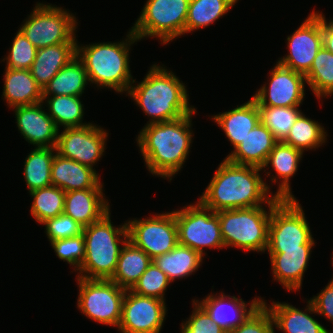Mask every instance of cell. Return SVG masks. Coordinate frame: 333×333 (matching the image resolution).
I'll return each mask as SVG.
<instances>
[{
    "label": "cell",
    "mask_w": 333,
    "mask_h": 333,
    "mask_svg": "<svg viewBox=\"0 0 333 333\" xmlns=\"http://www.w3.org/2000/svg\"><path fill=\"white\" fill-rule=\"evenodd\" d=\"M310 302L318 315L325 317L333 324V277L317 296L310 298Z\"/></svg>",
    "instance_id": "obj_44"
},
{
    "label": "cell",
    "mask_w": 333,
    "mask_h": 333,
    "mask_svg": "<svg viewBox=\"0 0 333 333\" xmlns=\"http://www.w3.org/2000/svg\"><path fill=\"white\" fill-rule=\"evenodd\" d=\"M3 100L8 107L32 105L43 101V89L30 70L5 68Z\"/></svg>",
    "instance_id": "obj_26"
},
{
    "label": "cell",
    "mask_w": 333,
    "mask_h": 333,
    "mask_svg": "<svg viewBox=\"0 0 333 333\" xmlns=\"http://www.w3.org/2000/svg\"><path fill=\"white\" fill-rule=\"evenodd\" d=\"M277 142L272 132L259 122L225 158L235 164L262 168Z\"/></svg>",
    "instance_id": "obj_24"
},
{
    "label": "cell",
    "mask_w": 333,
    "mask_h": 333,
    "mask_svg": "<svg viewBox=\"0 0 333 333\" xmlns=\"http://www.w3.org/2000/svg\"><path fill=\"white\" fill-rule=\"evenodd\" d=\"M307 86L318 99L333 95V54L322 47L305 75Z\"/></svg>",
    "instance_id": "obj_35"
},
{
    "label": "cell",
    "mask_w": 333,
    "mask_h": 333,
    "mask_svg": "<svg viewBox=\"0 0 333 333\" xmlns=\"http://www.w3.org/2000/svg\"><path fill=\"white\" fill-rule=\"evenodd\" d=\"M126 222L128 240L145 251L152 260L178 245V229L173 211L157 213L145 219L133 218Z\"/></svg>",
    "instance_id": "obj_12"
},
{
    "label": "cell",
    "mask_w": 333,
    "mask_h": 333,
    "mask_svg": "<svg viewBox=\"0 0 333 333\" xmlns=\"http://www.w3.org/2000/svg\"><path fill=\"white\" fill-rule=\"evenodd\" d=\"M295 199H281L271 211L266 250L301 249L315 245L305 211Z\"/></svg>",
    "instance_id": "obj_10"
},
{
    "label": "cell",
    "mask_w": 333,
    "mask_h": 333,
    "mask_svg": "<svg viewBox=\"0 0 333 333\" xmlns=\"http://www.w3.org/2000/svg\"><path fill=\"white\" fill-rule=\"evenodd\" d=\"M274 331L272 315L261 302L238 327L227 333H275Z\"/></svg>",
    "instance_id": "obj_41"
},
{
    "label": "cell",
    "mask_w": 333,
    "mask_h": 333,
    "mask_svg": "<svg viewBox=\"0 0 333 333\" xmlns=\"http://www.w3.org/2000/svg\"><path fill=\"white\" fill-rule=\"evenodd\" d=\"M323 47L321 12L312 11L304 22L287 36L288 54L277 61L282 66L306 75Z\"/></svg>",
    "instance_id": "obj_14"
},
{
    "label": "cell",
    "mask_w": 333,
    "mask_h": 333,
    "mask_svg": "<svg viewBox=\"0 0 333 333\" xmlns=\"http://www.w3.org/2000/svg\"><path fill=\"white\" fill-rule=\"evenodd\" d=\"M328 134L318 121L306 117L303 113L298 117L284 143L301 150H308L325 145ZM305 150V151H304Z\"/></svg>",
    "instance_id": "obj_34"
},
{
    "label": "cell",
    "mask_w": 333,
    "mask_h": 333,
    "mask_svg": "<svg viewBox=\"0 0 333 333\" xmlns=\"http://www.w3.org/2000/svg\"><path fill=\"white\" fill-rule=\"evenodd\" d=\"M89 82L83 62L73 57L44 87L43 96H82Z\"/></svg>",
    "instance_id": "obj_29"
},
{
    "label": "cell",
    "mask_w": 333,
    "mask_h": 333,
    "mask_svg": "<svg viewBox=\"0 0 333 333\" xmlns=\"http://www.w3.org/2000/svg\"><path fill=\"white\" fill-rule=\"evenodd\" d=\"M65 193L63 189L54 185L29 192L30 196L33 198L30 212L35 221L41 224L46 219L62 214L64 210Z\"/></svg>",
    "instance_id": "obj_36"
},
{
    "label": "cell",
    "mask_w": 333,
    "mask_h": 333,
    "mask_svg": "<svg viewBox=\"0 0 333 333\" xmlns=\"http://www.w3.org/2000/svg\"><path fill=\"white\" fill-rule=\"evenodd\" d=\"M98 172L75 160L65 158L57 152L53 158L51 168L52 185L65 192L89 188H103Z\"/></svg>",
    "instance_id": "obj_23"
},
{
    "label": "cell",
    "mask_w": 333,
    "mask_h": 333,
    "mask_svg": "<svg viewBox=\"0 0 333 333\" xmlns=\"http://www.w3.org/2000/svg\"><path fill=\"white\" fill-rule=\"evenodd\" d=\"M76 42L69 41L37 49L30 71L42 89L76 56Z\"/></svg>",
    "instance_id": "obj_27"
},
{
    "label": "cell",
    "mask_w": 333,
    "mask_h": 333,
    "mask_svg": "<svg viewBox=\"0 0 333 333\" xmlns=\"http://www.w3.org/2000/svg\"><path fill=\"white\" fill-rule=\"evenodd\" d=\"M192 301V314L182 322L181 333H227L211 320L207 311L195 299Z\"/></svg>",
    "instance_id": "obj_43"
},
{
    "label": "cell",
    "mask_w": 333,
    "mask_h": 333,
    "mask_svg": "<svg viewBox=\"0 0 333 333\" xmlns=\"http://www.w3.org/2000/svg\"><path fill=\"white\" fill-rule=\"evenodd\" d=\"M196 203V204H195ZM174 210L178 244L190 247L205 256L204 248H224L219 217L199 200Z\"/></svg>",
    "instance_id": "obj_11"
},
{
    "label": "cell",
    "mask_w": 333,
    "mask_h": 333,
    "mask_svg": "<svg viewBox=\"0 0 333 333\" xmlns=\"http://www.w3.org/2000/svg\"><path fill=\"white\" fill-rule=\"evenodd\" d=\"M224 131L235 149L259 122L260 115L256 101L251 98L236 108L211 117Z\"/></svg>",
    "instance_id": "obj_25"
},
{
    "label": "cell",
    "mask_w": 333,
    "mask_h": 333,
    "mask_svg": "<svg viewBox=\"0 0 333 333\" xmlns=\"http://www.w3.org/2000/svg\"><path fill=\"white\" fill-rule=\"evenodd\" d=\"M299 107L258 106L260 122L272 132L277 141H284L302 114Z\"/></svg>",
    "instance_id": "obj_37"
},
{
    "label": "cell",
    "mask_w": 333,
    "mask_h": 333,
    "mask_svg": "<svg viewBox=\"0 0 333 333\" xmlns=\"http://www.w3.org/2000/svg\"><path fill=\"white\" fill-rule=\"evenodd\" d=\"M312 247L314 245H301V249L292 250H267L273 279L288 291H299L309 266Z\"/></svg>",
    "instance_id": "obj_18"
},
{
    "label": "cell",
    "mask_w": 333,
    "mask_h": 333,
    "mask_svg": "<svg viewBox=\"0 0 333 333\" xmlns=\"http://www.w3.org/2000/svg\"><path fill=\"white\" fill-rule=\"evenodd\" d=\"M303 154L304 153L301 150L294 148L283 141H278L267 156L261 170H264L266 176H270V172H266V170L270 167L269 165H271L276 175L274 176L273 174L270 180L273 183H277V180L280 179L278 189L274 193L275 197L280 199H295V196L291 191L290 179L296 174L298 165L303 158Z\"/></svg>",
    "instance_id": "obj_21"
},
{
    "label": "cell",
    "mask_w": 333,
    "mask_h": 333,
    "mask_svg": "<svg viewBox=\"0 0 333 333\" xmlns=\"http://www.w3.org/2000/svg\"><path fill=\"white\" fill-rule=\"evenodd\" d=\"M41 224L45 225L44 229L49 242L80 235L84 228L65 213L46 219Z\"/></svg>",
    "instance_id": "obj_42"
},
{
    "label": "cell",
    "mask_w": 333,
    "mask_h": 333,
    "mask_svg": "<svg viewBox=\"0 0 333 333\" xmlns=\"http://www.w3.org/2000/svg\"><path fill=\"white\" fill-rule=\"evenodd\" d=\"M56 152V147H35L27 155L24 161L23 176L29 192L52 185L51 168Z\"/></svg>",
    "instance_id": "obj_32"
},
{
    "label": "cell",
    "mask_w": 333,
    "mask_h": 333,
    "mask_svg": "<svg viewBox=\"0 0 333 333\" xmlns=\"http://www.w3.org/2000/svg\"><path fill=\"white\" fill-rule=\"evenodd\" d=\"M37 48L26 38L20 29H18L13 38L11 48L6 57V67L10 69L30 70L36 57Z\"/></svg>",
    "instance_id": "obj_39"
},
{
    "label": "cell",
    "mask_w": 333,
    "mask_h": 333,
    "mask_svg": "<svg viewBox=\"0 0 333 333\" xmlns=\"http://www.w3.org/2000/svg\"><path fill=\"white\" fill-rule=\"evenodd\" d=\"M262 303L271 313L274 327L283 333H332L311 316L317 313L310 300L304 311L285 302L273 301L269 305L262 299Z\"/></svg>",
    "instance_id": "obj_22"
},
{
    "label": "cell",
    "mask_w": 333,
    "mask_h": 333,
    "mask_svg": "<svg viewBox=\"0 0 333 333\" xmlns=\"http://www.w3.org/2000/svg\"><path fill=\"white\" fill-rule=\"evenodd\" d=\"M238 0H190L185 33L203 29L223 17Z\"/></svg>",
    "instance_id": "obj_33"
},
{
    "label": "cell",
    "mask_w": 333,
    "mask_h": 333,
    "mask_svg": "<svg viewBox=\"0 0 333 333\" xmlns=\"http://www.w3.org/2000/svg\"><path fill=\"white\" fill-rule=\"evenodd\" d=\"M144 125L136 142L147 170L169 181L183 168L192 147V117ZM191 146V147H190Z\"/></svg>",
    "instance_id": "obj_1"
},
{
    "label": "cell",
    "mask_w": 333,
    "mask_h": 333,
    "mask_svg": "<svg viewBox=\"0 0 333 333\" xmlns=\"http://www.w3.org/2000/svg\"><path fill=\"white\" fill-rule=\"evenodd\" d=\"M103 189L89 188L66 192L63 213L71 216L83 227L101 220L110 212V203L105 199Z\"/></svg>",
    "instance_id": "obj_20"
},
{
    "label": "cell",
    "mask_w": 333,
    "mask_h": 333,
    "mask_svg": "<svg viewBox=\"0 0 333 333\" xmlns=\"http://www.w3.org/2000/svg\"><path fill=\"white\" fill-rule=\"evenodd\" d=\"M135 81L126 94L150 117L146 125L173 121L196 109L189 104L185 84L164 64H153L141 82Z\"/></svg>",
    "instance_id": "obj_3"
},
{
    "label": "cell",
    "mask_w": 333,
    "mask_h": 333,
    "mask_svg": "<svg viewBox=\"0 0 333 333\" xmlns=\"http://www.w3.org/2000/svg\"><path fill=\"white\" fill-rule=\"evenodd\" d=\"M167 311L165 301L126 290L118 331L160 333Z\"/></svg>",
    "instance_id": "obj_16"
},
{
    "label": "cell",
    "mask_w": 333,
    "mask_h": 333,
    "mask_svg": "<svg viewBox=\"0 0 333 333\" xmlns=\"http://www.w3.org/2000/svg\"><path fill=\"white\" fill-rule=\"evenodd\" d=\"M269 83L263 84L252 96L257 106H300L305 98V75L282 66L278 62L269 72Z\"/></svg>",
    "instance_id": "obj_15"
},
{
    "label": "cell",
    "mask_w": 333,
    "mask_h": 333,
    "mask_svg": "<svg viewBox=\"0 0 333 333\" xmlns=\"http://www.w3.org/2000/svg\"><path fill=\"white\" fill-rule=\"evenodd\" d=\"M260 171L259 167L235 164L224 158L199 201L214 212L266 205L274 195Z\"/></svg>",
    "instance_id": "obj_2"
},
{
    "label": "cell",
    "mask_w": 333,
    "mask_h": 333,
    "mask_svg": "<svg viewBox=\"0 0 333 333\" xmlns=\"http://www.w3.org/2000/svg\"><path fill=\"white\" fill-rule=\"evenodd\" d=\"M55 255L74 267V272L80 269L85 258V243L83 233L74 237L50 242Z\"/></svg>",
    "instance_id": "obj_40"
},
{
    "label": "cell",
    "mask_w": 333,
    "mask_h": 333,
    "mask_svg": "<svg viewBox=\"0 0 333 333\" xmlns=\"http://www.w3.org/2000/svg\"><path fill=\"white\" fill-rule=\"evenodd\" d=\"M321 31L323 35V47L333 54V20H326L321 13Z\"/></svg>",
    "instance_id": "obj_45"
},
{
    "label": "cell",
    "mask_w": 333,
    "mask_h": 333,
    "mask_svg": "<svg viewBox=\"0 0 333 333\" xmlns=\"http://www.w3.org/2000/svg\"><path fill=\"white\" fill-rule=\"evenodd\" d=\"M273 197L267 206L217 211L224 247L244 251L265 252L268 245V228L272 208L280 201Z\"/></svg>",
    "instance_id": "obj_6"
},
{
    "label": "cell",
    "mask_w": 333,
    "mask_h": 333,
    "mask_svg": "<svg viewBox=\"0 0 333 333\" xmlns=\"http://www.w3.org/2000/svg\"><path fill=\"white\" fill-rule=\"evenodd\" d=\"M204 257L190 247L178 244L168 253L156 256L152 261L161 269L171 282L196 273Z\"/></svg>",
    "instance_id": "obj_30"
},
{
    "label": "cell",
    "mask_w": 333,
    "mask_h": 333,
    "mask_svg": "<svg viewBox=\"0 0 333 333\" xmlns=\"http://www.w3.org/2000/svg\"><path fill=\"white\" fill-rule=\"evenodd\" d=\"M151 262L152 259L145 251L127 240L122 246L115 273L110 280L119 287L130 290L147 270Z\"/></svg>",
    "instance_id": "obj_28"
},
{
    "label": "cell",
    "mask_w": 333,
    "mask_h": 333,
    "mask_svg": "<svg viewBox=\"0 0 333 333\" xmlns=\"http://www.w3.org/2000/svg\"><path fill=\"white\" fill-rule=\"evenodd\" d=\"M77 308L88 319L102 325L119 326L126 289L107 279L77 277Z\"/></svg>",
    "instance_id": "obj_9"
},
{
    "label": "cell",
    "mask_w": 333,
    "mask_h": 333,
    "mask_svg": "<svg viewBox=\"0 0 333 333\" xmlns=\"http://www.w3.org/2000/svg\"><path fill=\"white\" fill-rule=\"evenodd\" d=\"M110 215L109 212L83 228L85 258L76 277L110 280L115 273L120 251L128 240V229L127 222L114 226Z\"/></svg>",
    "instance_id": "obj_5"
},
{
    "label": "cell",
    "mask_w": 333,
    "mask_h": 333,
    "mask_svg": "<svg viewBox=\"0 0 333 333\" xmlns=\"http://www.w3.org/2000/svg\"><path fill=\"white\" fill-rule=\"evenodd\" d=\"M140 41L130 29L121 42H98L89 45L76 42V55L83 62L90 85L127 93L134 81L130 70L129 51Z\"/></svg>",
    "instance_id": "obj_4"
},
{
    "label": "cell",
    "mask_w": 333,
    "mask_h": 333,
    "mask_svg": "<svg viewBox=\"0 0 333 333\" xmlns=\"http://www.w3.org/2000/svg\"><path fill=\"white\" fill-rule=\"evenodd\" d=\"M42 102L58 129L60 126H63L64 129L82 127L90 123H83L85 109L80 96H43Z\"/></svg>",
    "instance_id": "obj_31"
},
{
    "label": "cell",
    "mask_w": 333,
    "mask_h": 333,
    "mask_svg": "<svg viewBox=\"0 0 333 333\" xmlns=\"http://www.w3.org/2000/svg\"><path fill=\"white\" fill-rule=\"evenodd\" d=\"M107 137L108 132L92 122L82 127L64 128L58 132L56 151L93 169L104 155Z\"/></svg>",
    "instance_id": "obj_13"
},
{
    "label": "cell",
    "mask_w": 333,
    "mask_h": 333,
    "mask_svg": "<svg viewBox=\"0 0 333 333\" xmlns=\"http://www.w3.org/2000/svg\"><path fill=\"white\" fill-rule=\"evenodd\" d=\"M170 284L168 276L152 261L130 291L166 301L165 292Z\"/></svg>",
    "instance_id": "obj_38"
},
{
    "label": "cell",
    "mask_w": 333,
    "mask_h": 333,
    "mask_svg": "<svg viewBox=\"0 0 333 333\" xmlns=\"http://www.w3.org/2000/svg\"><path fill=\"white\" fill-rule=\"evenodd\" d=\"M210 315L211 320L226 331L238 327L249 314L262 302V297H255L246 304V301L236 296L208 294L204 299L196 300ZM249 306V307H248Z\"/></svg>",
    "instance_id": "obj_19"
},
{
    "label": "cell",
    "mask_w": 333,
    "mask_h": 333,
    "mask_svg": "<svg viewBox=\"0 0 333 333\" xmlns=\"http://www.w3.org/2000/svg\"><path fill=\"white\" fill-rule=\"evenodd\" d=\"M77 18L69 10L50 3L37 2L20 30L37 48L77 41Z\"/></svg>",
    "instance_id": "obj_8"
},
{
    "label": "cell",
    "mask_w": 333,
    "mask_h": 333,
    "mask_svg": "<svg viewBox=\"0 0 333 333\" xmlns=\"http://www.w3.org/2000/svg\"><path fill=\"white\" fill-rule=\"evenodd\" d=\"M190 0H147L140 16L131 27L139 39L158 38L168 44L185 35Z\"/></svg>",
    "instance_id": "obj_7"
},
{
    "label": "cell",
    "mask_w": 333,
    "mask_h": 333,
    "mask_svg": "<svg viewBox=\"0 0 333 333\" xmlns=\"http://www.w3.org/2000/svg\"><path fill=\"white\" fill-rule=\"evenodd\" d=\"M43 106V102H40L14 107L16 125L29 144L54 148L57 145L59 129Z\"/></svg>",
    "instance_id": "obj_17"
}]
</instances>
